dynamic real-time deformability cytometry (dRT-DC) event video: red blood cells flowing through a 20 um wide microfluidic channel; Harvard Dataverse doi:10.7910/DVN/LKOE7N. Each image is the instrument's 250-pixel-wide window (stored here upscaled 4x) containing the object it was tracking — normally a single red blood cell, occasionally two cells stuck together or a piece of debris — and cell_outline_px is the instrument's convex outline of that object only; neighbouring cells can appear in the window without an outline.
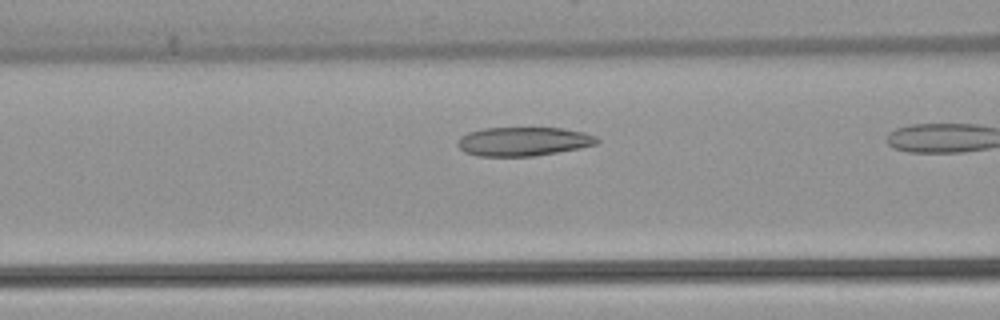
{"species": "common noctule bat (a hibernating species)", "species_latin": "Nyctalus noctula", "temperature_condition": "warm", "stored_images_in_passage": 9, "camera_frame_rate_fps": 3000, "um_per_image_px": 0.085, "animal": {"sex": "female", "body_mass_g": 22.7, "forearm_length_mm": 54.2}, "frame": {"image": 1, "passage_image": 7, "time_ms": 2.0, "image_size_px": [1000, 320], "cell_outline_px": [[600, 140], [596, 144], [580, 148], [536, 156], [476, 156], [464, 152], [456, 144], [460, 136], [468, 132], [484, 128], [560, 128], [584, 132], [596, 136]], "centroid_in_image_um": [44.47, 12.03], "position_along_channel_um": 122.1, "area_um2": 23.58}}